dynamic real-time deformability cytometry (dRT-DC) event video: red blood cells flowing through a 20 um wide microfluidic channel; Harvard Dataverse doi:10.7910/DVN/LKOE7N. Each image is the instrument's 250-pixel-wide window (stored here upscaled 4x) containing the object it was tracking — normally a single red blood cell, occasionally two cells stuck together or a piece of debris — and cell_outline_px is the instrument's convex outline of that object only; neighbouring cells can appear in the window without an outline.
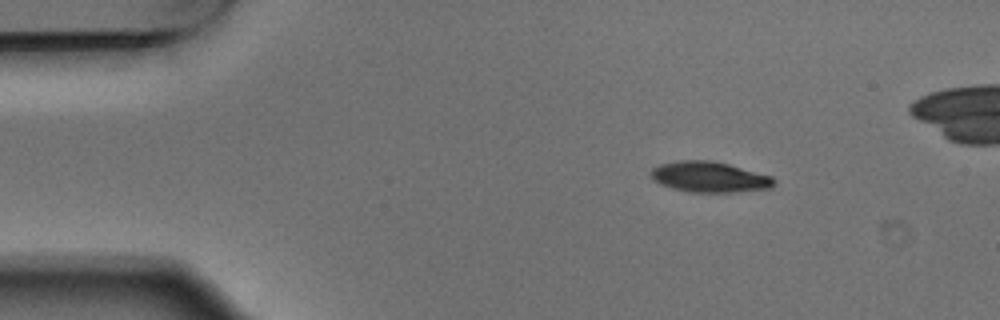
{"species": "Egyptian fruit bat (a non-hibernating species)", "species_latin": "Rousettus aegyptiacus", "temperature_condition": "warm", "stored_images_in_passage": 5, "camera_frame_rate_fps": 3000, "um_per_image_px": 0.085, "animal": {"sex": "male"}, "frame": {"image": 1, "passage_image": 2, "time_ms": 0.333, "image_size_px": [1000, 320], "cell_outline_px": [[776, 184], [772, 188], [732, 192], [688, 192], [672, 188], [660, 184], [652, 180], [648, 172], [652, 168], [660, 164], [680, 160], [712, 160], [728, 164], [772, 176], [776, 180]], "centroid_in_image_um": [60.28, 15.04], "position_along_channel_um": 24.7, "area_um2": 22.2}}